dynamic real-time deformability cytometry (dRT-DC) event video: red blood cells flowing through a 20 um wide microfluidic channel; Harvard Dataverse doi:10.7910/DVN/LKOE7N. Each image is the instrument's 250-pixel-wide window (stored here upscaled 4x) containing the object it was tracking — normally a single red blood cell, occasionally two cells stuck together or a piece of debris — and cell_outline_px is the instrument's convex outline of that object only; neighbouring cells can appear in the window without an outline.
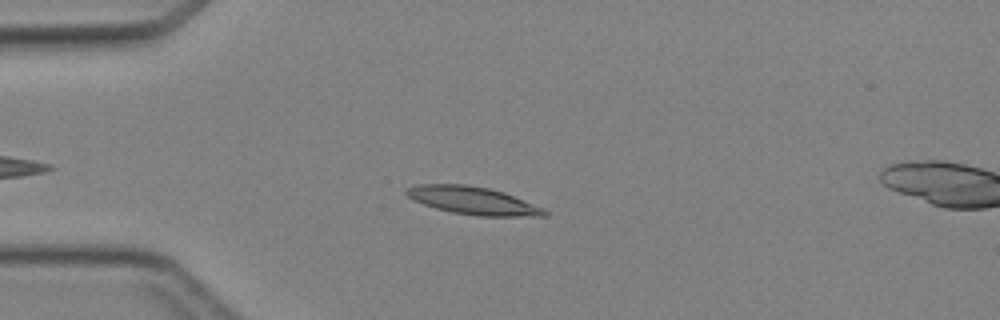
{"species": "Egyptian fruit bat (a non-hibernating species)", "species_latin": "Rousettus aegyptiacus", "temperature_condition": "cold", "stored_images_in_passage": 10, "camera_frame_rate_fps": 3000, "um_per_image_px": 0.085, "animal": {"sex": "female"}, "frame": {"image": 1, "passage_image": 7, "time_ms": 2.0, "image_size_px": [1000, 320], "cell_outline_px": [[548, 216], [476, 216], [452, 212], [436, 208], [412, 200], [404, 192], [408, 188], [420, 184], [464, 184], [488, 188], [504, 192], [544, 208], [548, 212]], "centroid_in_image_um": [40.21, 17.05], "position_along_channel_um": 44.8, "area_um2": 22.25}}